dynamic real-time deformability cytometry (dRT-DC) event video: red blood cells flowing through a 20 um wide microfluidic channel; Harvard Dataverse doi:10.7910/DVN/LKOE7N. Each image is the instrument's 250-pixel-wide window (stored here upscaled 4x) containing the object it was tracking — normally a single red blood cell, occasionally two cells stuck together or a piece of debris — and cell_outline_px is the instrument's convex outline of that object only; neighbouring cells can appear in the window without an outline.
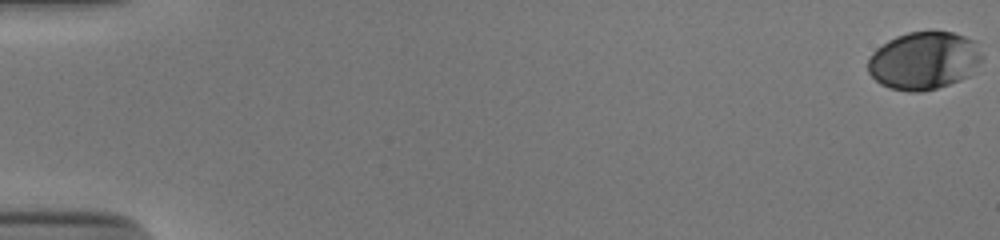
{"species": "human", "species_latin": "Homo sapiens", "temperature_condition": "cold", "stored_images_in_passage": 54, "camera_frame_rate_fps": 3000, "um_per_image_px": 0.085, "donor": {"sex": "male"}, "frame": {"image": 1, "passage_image": 1, "time_ms": 0.0, "image_size_px": [1000, 240], "cell_outline_px": [[984, 56], [968, 76], [960, 80], [936, 88], [920, 92], [908, 92], [888, 88], [880, 84], [868, 72], [868, 60], [872, 52], [876, 48], [888, 40], [896, 36], [908, 32], [952, 32], [976, 40]], "centroid_in_image_um": [78.53, 5.15], "position_along_channel_um": 6.5, "area_um2": 38.61}}
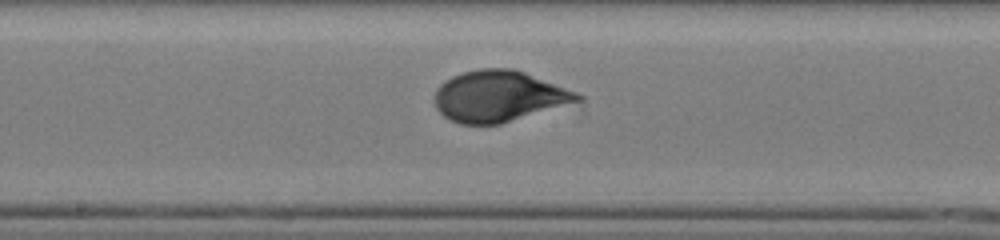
{"frame": {"image": 2, "passage_image": 31, "time_ms": 10.0, "image_size_px": [1000, 240], "cell_outline_px": [[584, 100], [500, 124], [460, 124], [448, 120], [436, 108], [436, 88], [444, 80], [452, 76], [464, 72], [480, 68], [512, 68], [524, 72], [580, 92], [584, 96]], "centroid_in_image_um": [42.44, 8.18], "position_along_channel_um": 205.8, "area_um2": 42.71}}
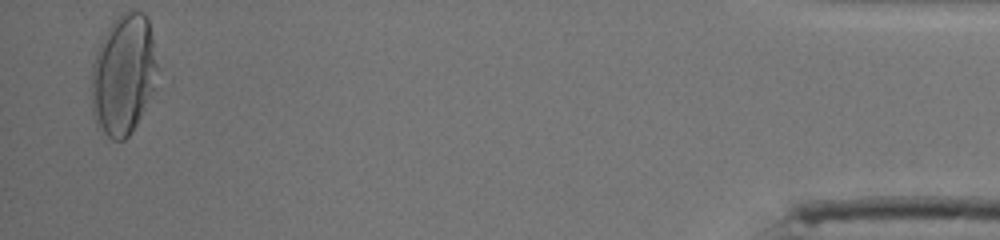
{"frame": {"image": 3, "passage_image": 54, "time_ms": 17.667, "image_size_px": [1000, 240], "cell_outline_px": [[156, 68], [152, 92], [136, 124], [128, 136], [124, 140], [112, 140], [96, 128], [92, 116], [92, 60], [104, 32], [116, 16], [124, 12], [144, 12], [148, 16], [152, 36], [156, 64]], "centroid_in_image_um": [10.44, 6.35], "position_along_channel_um": 424.8, "area_um2": 46.24}, "authors_computed_cell_mechanics": {"area_um2": 40.7201, "velocity_mm_per_s": 3.8528, "shape_relaxation_time_tau1_ms": 3.3792, "shape_relaxation_time_tau2_ms": null, "deformation_change_tau1": 0.1711, "deformation_change_tau2": null}}